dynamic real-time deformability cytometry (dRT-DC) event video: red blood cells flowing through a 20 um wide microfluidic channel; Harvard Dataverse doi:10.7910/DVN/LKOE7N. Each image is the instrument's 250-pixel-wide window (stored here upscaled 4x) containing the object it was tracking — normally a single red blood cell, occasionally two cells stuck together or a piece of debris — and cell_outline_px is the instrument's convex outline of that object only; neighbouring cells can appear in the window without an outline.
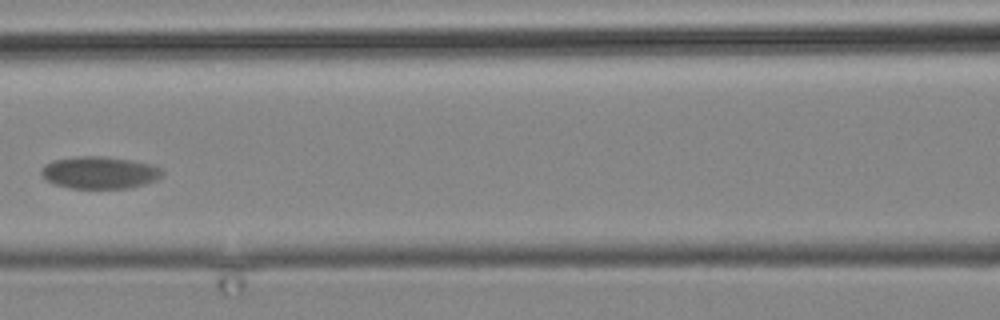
{"species": "common noctule bat (a hibernating species)", "species_latin": "Nyctalus noctula", "temperature_condition": "cold", "stored_images_in_passage": 12, "camera_frame_rate_fps": 3000, "um_per_image_px": 0.085, "animal": {"sex": "male", "body_mass_g": 19.2, "forearm_length_mm": 51.8}, "frame": {"image": 1, "passage_image": 3, "time_ms": 3.333, "image_size_px": [1000, 320], "cell_outline_px": [[164, 172], [156, 180], [144, 184], [128, 188], [72, 188], [56, 184], [48, 180], [40, 172], [40, 168], [44, 164], [52, 160], [80, 156], [100, 156], [128, 160], [152, 164], [164, 168]], "centroid_in_image_um": [8.48, 14.66], "position_along_channel_um": 158.1, "area_um2": 22.6}}
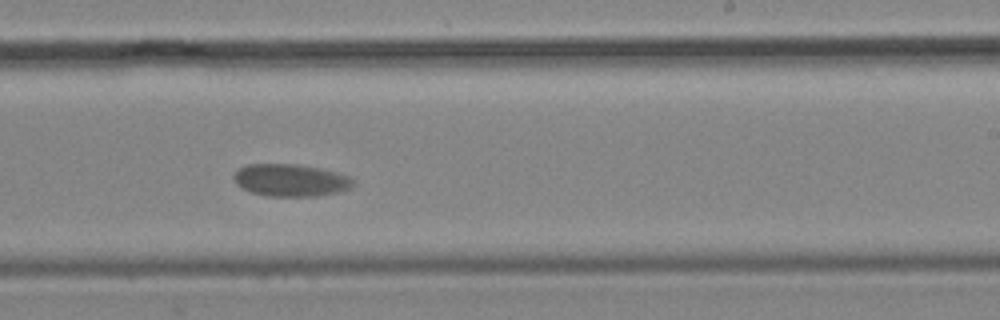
{"frame": {"image": 2, "passage_image": 6, "time_ms": 6.667, "image_size_px": [1000, 320], "cell_outline_px": [[356, 184], [348, 188], [336, 192], [316, 196], [268, 196], [252, 192], [240, 188], [236, 184], [232, 176], [240, 168], [248, 164], [296, 164], [320, 168], [336, 172], [348, 176]], "centroid_in_image_um": [24.67, 15.31], "position_along_channel_um": 264.3, "area_um2": 22.37}}
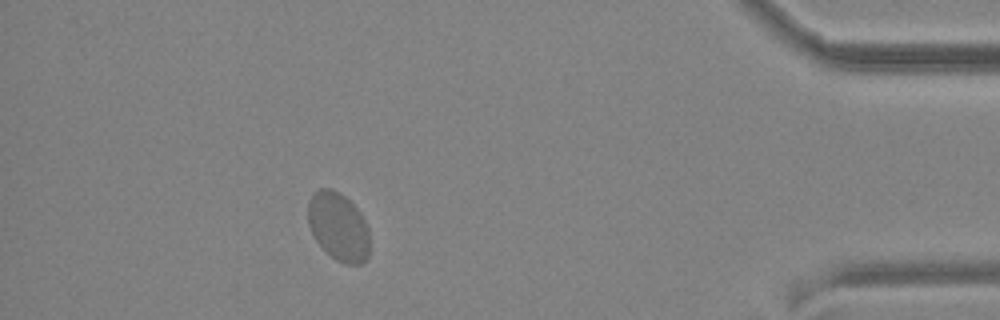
{"frame": {"image": 3, "passage_image": 11, "time_ms": 12.667, "image_size_px": [1000, 320], "cell_outline_px": [[368, 256], [360, 264], [344, 264], [336, 260], [316, 240], [308, 224], [308, 200], [312, 192], [320, 188], [332, 188], [340, 192], [360, 212], [368, 228]], "centroid_in_image_um": [28.74, 19.22], "position_along_channel_um": 406.5, "area_um2": 24.39}}